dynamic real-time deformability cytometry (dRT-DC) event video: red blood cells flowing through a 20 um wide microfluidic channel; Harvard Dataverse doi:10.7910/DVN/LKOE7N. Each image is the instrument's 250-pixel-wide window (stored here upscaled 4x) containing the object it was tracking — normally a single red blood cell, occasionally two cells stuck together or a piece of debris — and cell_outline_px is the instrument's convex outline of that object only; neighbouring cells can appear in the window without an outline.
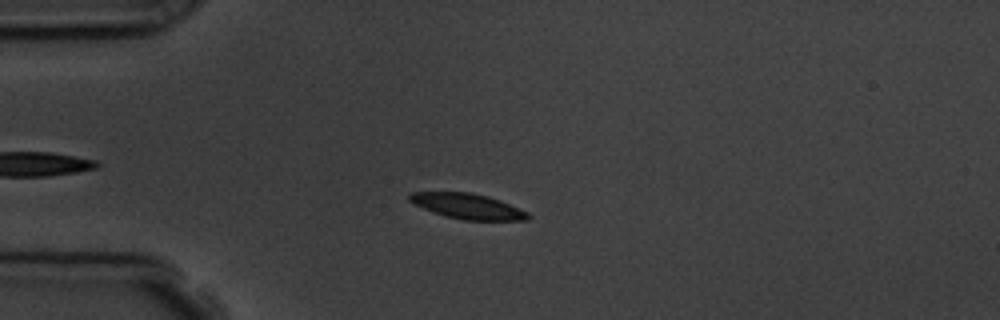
{"species": "common noctule bat (a hibernating species)", "species_latin": "Nyctalus noctula", "temperature_condition": "room temperature", "stored_images_in_passage": 4, "camera_frame_rate_fps": 3000, "um_per_image_px": 0.085, "animal": {"sex": "male", "body_mass_g": 19.5, "forearm_length_mm": 54.6}, "frame": {"image": 1, "passage_image": 2, "time_ms": 2.0, "image_size_px": [1000, 320], "cell_outline_px": [[532, 216], [528, 220], [464, 220], [444, 216], [432, 212], [412, 204], [408, 200], [408, 196], [412, 192], [472, 192], [488, 196], [500, 200], [528, 212]], "centroid_in_image_um": [39.73, 17.53], "position_along_channel_um": 45.3, "area_um2": 17.69}}